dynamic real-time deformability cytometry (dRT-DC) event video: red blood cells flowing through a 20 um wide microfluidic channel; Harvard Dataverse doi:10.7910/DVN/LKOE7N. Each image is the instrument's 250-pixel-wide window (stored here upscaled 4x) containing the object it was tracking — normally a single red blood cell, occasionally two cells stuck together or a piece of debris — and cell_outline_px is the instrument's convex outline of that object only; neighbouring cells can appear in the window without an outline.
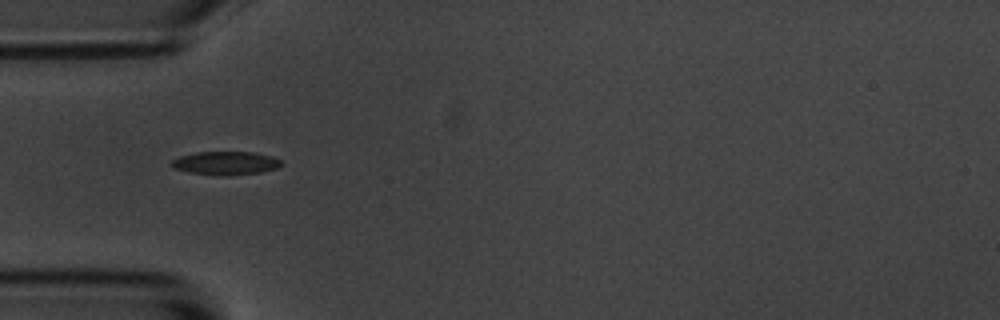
{"species": "common noctule bat (a hibernating species)", "species_latin": "Nyctalus noctula", "temperature_condition": "room temperature", "stored_images_in_passage": 19, "camera_frame_rate_fps": 3000, "um_per_image_px": 0.085, "animal": {"sex": "male", "body_mass_g": 20.1, "forearm_length_mm": 53.5}, "frame": {"image": 1, "passage_image": 4, "time_ms": 1.0, "image_size_px": [1000, 320], "cell_outline_px": [[284, 164], [276, 168], [260, 172], [188, 172], [172, 168], [168, 164], [172, 160], [180, 156], [196, 152], [252, 152], [272, 156], [280, 160]], "centroid_in_image_um": [19.15, 13.8], "position_along_channel_um": 65.9, "area_um2": 13.99}}
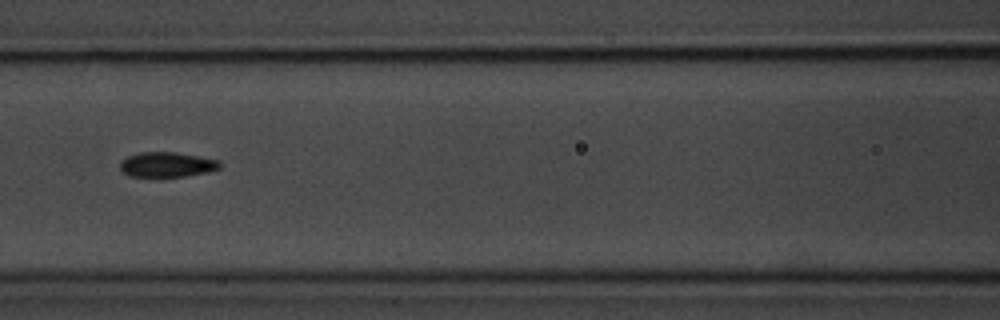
{"frame": {"image": 2, "passage_image": 11, "time_ms": 3.333, "image_size_px": [1000, 320], "cell_outline_px": [[220, 168], [204, 172], [184, 176], [128, 176], [120, 168], [120, 164], [128, 156], [140, 152], [176, 152], [200, 156], [220, 160]], "centroid_in_image_um": [14.2, 13.97], "position_along_channel_um": 152.4, "area_um2": 14.28}}
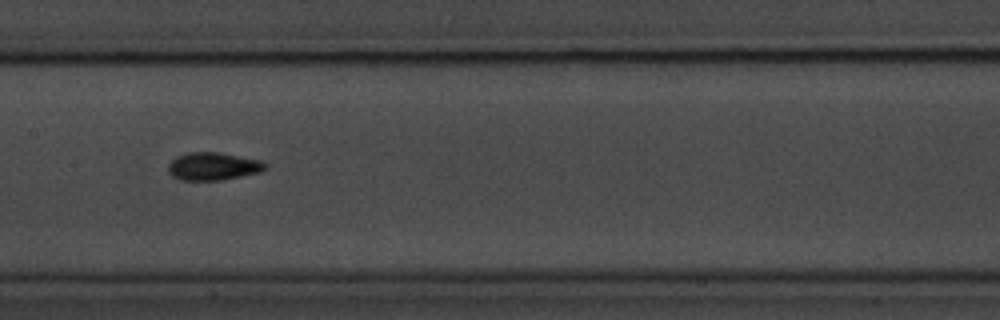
{"frame": {"image": 3, "passage_image": 14, "time_ms": 4.333, "image_size_px": [1000, 320], "cell_outline_px": [[264, 168], [260, 172], [220, 180], [180, 180], [172, 176], [168, 172], [168, 164], [176, 156], [184, 152], [220, 152], [264, 160]], "centroid_in_image_um": [18.07, 14.12], "position_along_channel_um": 189.3, "area_um2": 15.84}}